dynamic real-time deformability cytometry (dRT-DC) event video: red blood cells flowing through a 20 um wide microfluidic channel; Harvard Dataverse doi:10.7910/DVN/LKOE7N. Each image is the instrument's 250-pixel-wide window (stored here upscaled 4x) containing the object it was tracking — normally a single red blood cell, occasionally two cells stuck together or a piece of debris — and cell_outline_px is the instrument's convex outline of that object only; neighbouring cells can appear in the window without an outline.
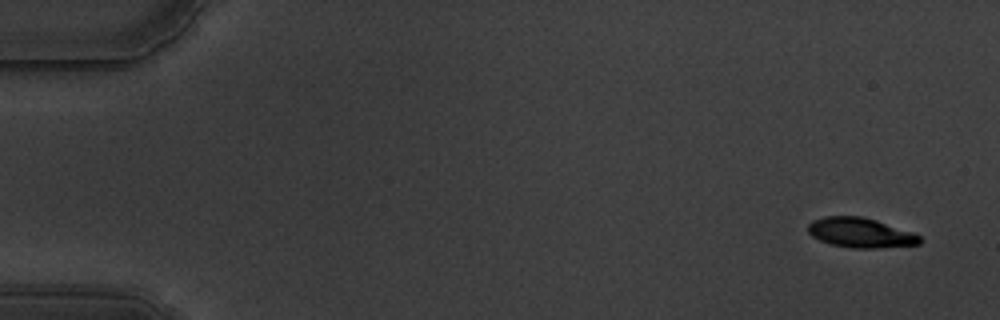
{"species": "common noctule bat (a hibernating species)", "species_latin": "Nyctalus noctula", "temperature_condition": "warm", "stored_images_in_passage": 56, "camera_frame_rate_fps": 3000, "um_per_image_px": 0.085, "animal": {"sex": "male", "body_mass_g": 19.5, "forearm_length_mm": 54.6}, "frame": {"image": 1, "passage_image": 1, "time_ms": 0.0, "image_size_px": [1000, 320], "cell_outline_px": [[920, 244], [876, 248], [852, 248], [832, 244], [820, 240], [812, 236], [808, 232], [808, 224], [812, 220], [824, 216], [860, 216], [876, 220], [912, 232], [920, 236]], "centroid_in_image_um": [73.11, 19.77], "position_along_channel_um": 11.9, "area_um2": 19.25}}
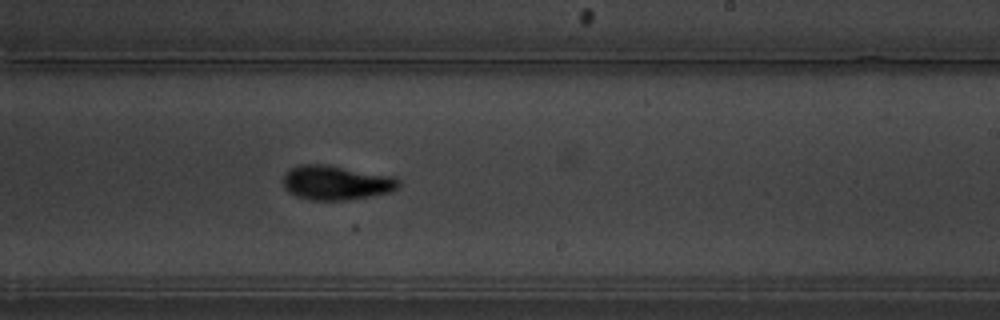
{"frame": {"image": 2, "passage_image": 34, "time_ms": 11.0, "image_size_px": [1000, 320], "cell_outline_px": [[400, 188], [392, 192], [344, 200], [312, 200], [296, 196], [288, 192], [284, 188], [284, 172], [288, 168], [300, 164], [328, 164], [396, 176], [400, 180]], "centroid_in_image_um": [28.6, 15.5], "position_along_channel_um": 260.4, "area_um2": 23.64}}
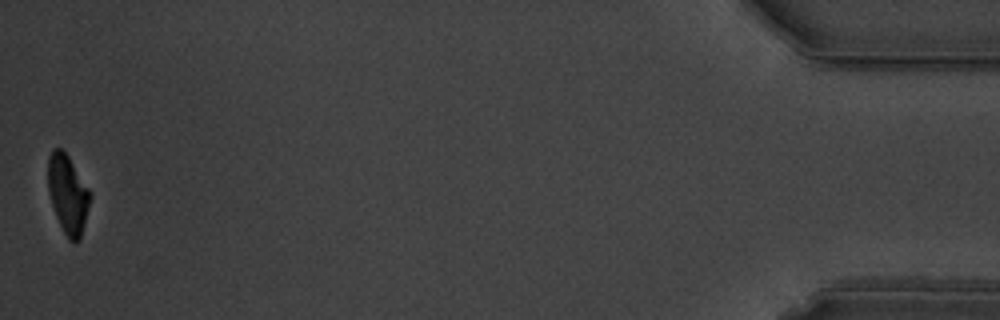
{"frame": {"image": 3, "passage_image": 56, "time_ms": 18.333, "image_size_px": [1000, 320], "cell_outline_px": [[92, 196], [80, 240], [72, 244], [68, 240], [56, 216], [48, 192], [48, 156], [52, 148], [60, 148], [68, 156], [92, 192]], "centroid_in_image_um": [5.78, 16.52], "position_along_channel_um": 429.4, "area_um2": 19.54}, "authors_computed_cell_mechanics": {"area_um2": 21.8484, "velocity_mm_per_s": 3.5117, "shape_relaxation_time_tau1_ms": 3.3436, "shape_relaxation_time_tau2_ms": 1.7726, "deformation_change_tau1": 0.187, "deformation_change_tau2": 0.0798}}